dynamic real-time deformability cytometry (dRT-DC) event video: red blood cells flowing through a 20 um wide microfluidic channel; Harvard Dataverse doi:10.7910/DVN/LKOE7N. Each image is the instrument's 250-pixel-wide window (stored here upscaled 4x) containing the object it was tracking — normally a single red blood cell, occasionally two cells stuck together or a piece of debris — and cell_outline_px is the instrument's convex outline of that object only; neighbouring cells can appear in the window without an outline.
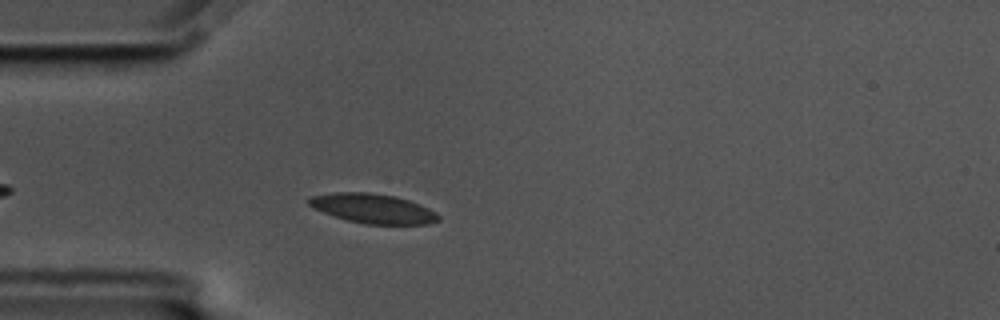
{"species": "common noctule bat (a hibernating species)", "species_latin": "Nyctalus noctula", "temperature_condition": "cold", "stored_images_in_passage": 38, "camera_frame_rate_fps": 3000, "um_per_image_px": 0.085, "animal": {"sex": "male", "body_mass_g": 17.5, "forearm_length_mm": 52.3}, "frame": {"image": 1, "passage_image": 6, "time_ms": 1.667, "image_size_px": [1000, 320], "cell_outline_px": [[440, 220], [428, 224], [364, 224], [348, 220], [324, 212], [308, 204], [308, 200], [312, 196], [336, 192], [368, 192], [392, 196], [408, 200], [420, 204], [436, 212], [440, 216]], "centroid_in_image_um": [31.75, 17.73], "position_along_channel_um": 53.3, "area_um2": 21.96}}
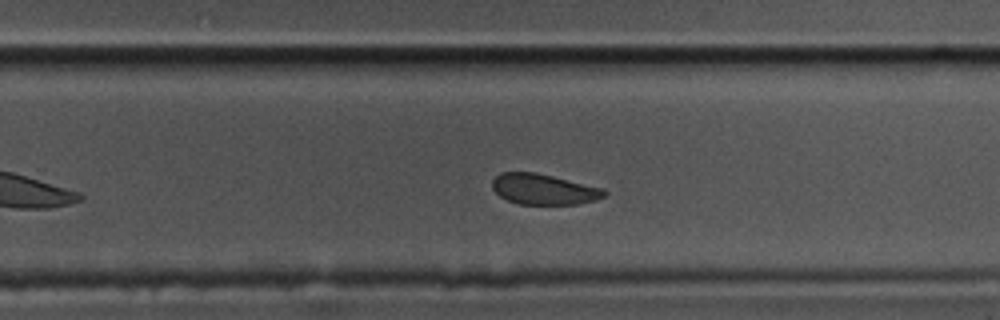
{"frame": {"image": 2, "passage_image": 27, "time_ms": 8.667, "image_size_px": [1000, 320], "cell_outline_px": [[608, 192], [604, 196], [596, 200], [576, 204], [520, 204], [508, 200], [500, 196], [492, 188], [492, 180], [500, 172], [536, 172], [604, 188]], "centroid_in_image_um": [46.22, 16.08], "position_along_channel_um": 283.6, "area_um2": 20.0}, "authors_computed_cell_mechanics": {"area_um2": 21.6461, "velocity_mm_per_s": 3.3988, "shape_relaxation_time_tau1_ms": 2.5451, "shape_relaxation_time_tau2_ms": 1.2822, "deformation_change_tau1": 0.0609, "deformation_change_tau2": 0.0459}}